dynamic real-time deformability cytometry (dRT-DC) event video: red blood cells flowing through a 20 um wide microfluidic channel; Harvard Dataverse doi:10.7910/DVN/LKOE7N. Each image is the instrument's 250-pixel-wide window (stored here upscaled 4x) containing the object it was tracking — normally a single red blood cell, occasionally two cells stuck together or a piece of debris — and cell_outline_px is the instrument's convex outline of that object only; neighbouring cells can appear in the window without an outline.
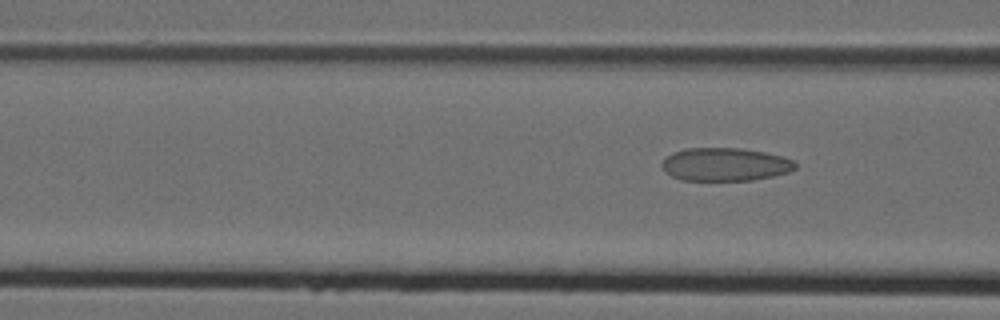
{"species": "Egyptian fruit bat (a non-hibernating species)", "species_latin": "Rousettus aegyptiacus", "temperature_condition": "cold", "stored_images_in_passage": 7, "camera_frame_rate_fps": 3000, "um_per_image_px": 0.085, "animal": {"sex": "female"}, "frame": {"image": 1, "passage_image": 7, "time_ms": 2.0, "image_size_px": [1000, 320], "cell_outline_px": [[796, 168], [788, 172], [772, 176], [752, 180], [680, 180], [664, 172], [660, 164], [664, 156], [672, 152], [684, 148], [740, 148], [764, 152], [784, 156], [792, 160], [796, 164]], "centroid_in_image_um": [61.57, 13.96], "position_along_channel_um": 105.0, "area_um2": 26.01}}